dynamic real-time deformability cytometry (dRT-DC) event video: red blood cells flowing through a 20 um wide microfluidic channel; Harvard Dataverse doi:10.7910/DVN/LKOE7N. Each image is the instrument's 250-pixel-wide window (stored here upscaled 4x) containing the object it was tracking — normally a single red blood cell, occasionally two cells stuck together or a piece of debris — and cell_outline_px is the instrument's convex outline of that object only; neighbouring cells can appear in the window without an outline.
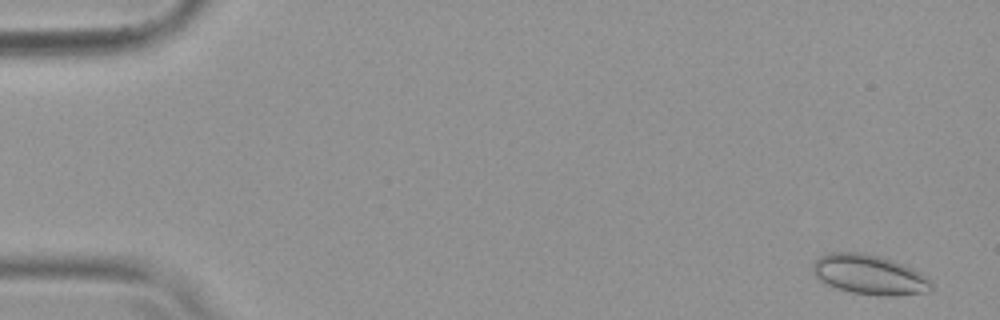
{"species": "common noctule bat (a hibernating species)", "species_latin": "Nyctalus noctula", "temperature_condition": "warm", "stored_images_in_passage": 54, "camera_frame_rate_fps": 3000, "um_per_image_px": 0.085, "animal": {"sex": "female", "body_mass_g": 19.9}, "frame": {"image": 1, "passage_image": 3, "time_ms": 0.667, "image_size_px": [1000, 320], "cell_outline_px": [[932, 288], [928, 292], [892, 296], [884, 296], [848, 292], [836, 288], [820, 280], [812, 272], [812, 264], [820, 256], [828, 252], [864, 252], [880, 256], [892, 260], [912, 268], [920, 272], [932, 284]], "centroid_in_image_um": [73.87, 23.34], "position_along_channel_um": 11.1, "area_um2": 27.51}}
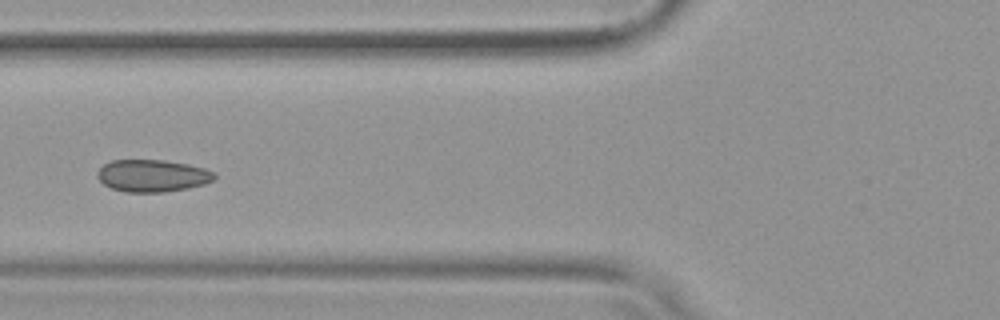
{"frame": {"image": 2, "passage_image": 22, "time_ms": 7.0, "image_size_px": [1000, 320], "cell_outline_px": [[216, 176], [212, 180], [204, 184], [188, 188], [164, 192], [124, 192], [112, 188], [104, 184], [96, 176], [96, 172], [104, 164], [112, 160], [164, 160], [188, 164], [204, 168], [216, 172]], "centroid_in_image_um": [12.95, 14.93], "position_along_channel_um": 112.8, "area_um2": 22.02}}
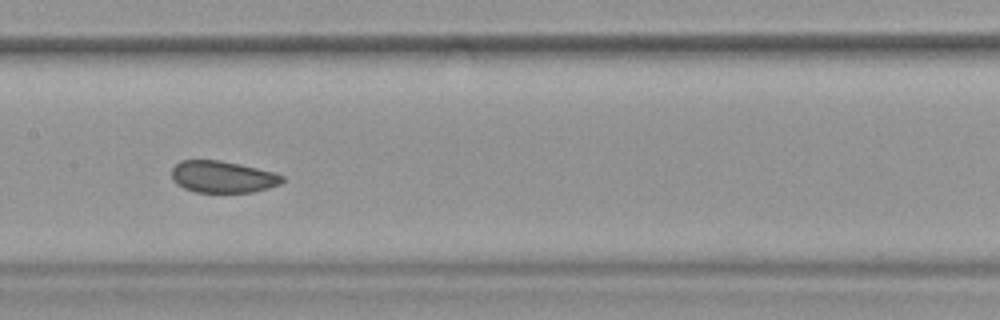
{"frame": {"image": 3, "passage_image": 28, "time_ms": 9.0, "image_size_px": [1000, 320], "cell_outline_px": [[284, 180], [280, 184], [268, 188], [252, 192], [196, 192], [184, 188], [176, 184], [172, 180], [172, 168], [180, 160], [220, 160], [240, 164], [276, 172], [284, 176]], "centroid_in_image_um": [18.93, 15.02], "position_along_channel_um": 188.5, "area_um2": 20.63}, "authors_computed_cell_mechanics": {"area_um2": 21.964, "velocity_mm_per_s": 3.7884, "shape_relaxation_time_tau1_ms": null, "shape_relaxation_time_tau2_ms": 3.0667, "deformation_change_tau1": null, "deformation_change_tau2": 0.0691}}